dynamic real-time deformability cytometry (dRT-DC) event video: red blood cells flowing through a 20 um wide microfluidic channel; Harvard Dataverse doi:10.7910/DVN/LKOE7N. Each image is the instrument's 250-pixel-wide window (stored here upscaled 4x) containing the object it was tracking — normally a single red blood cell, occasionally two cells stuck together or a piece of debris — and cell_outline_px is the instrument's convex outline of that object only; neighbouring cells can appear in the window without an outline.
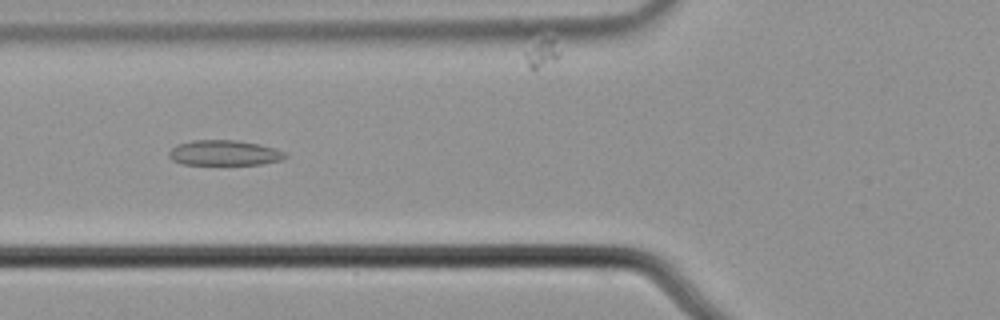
{"species": "common noctule bat (a hibernating species)", "species_latin": "Nyctalus noctula", "temperature_condition": "cold", "stored_images_in_passage": 10, "camera_frame_rate_fps": 3000, "um_per_image_px": 0.085, "animal": {"sex": "male", "body_mass_g": 21.5, "forearm_length_mm": 52.0}, "frame": {"image": 1, "passage_image": 7, "time_ms": 2.0, "image_size_px": [1000, 320], "cell_outline_px": [[288, 156], [284, 160], [260, 164], [180, 164], [172, 160], [168, 156], [168, 152], [176, 144], [192, 140], [236, 140], [260, 144], [284, 152]], "centroid_in_image_um": [19.04, 12.99], "position_along_channel_um": 106.8, "area_um2": 17.17}}
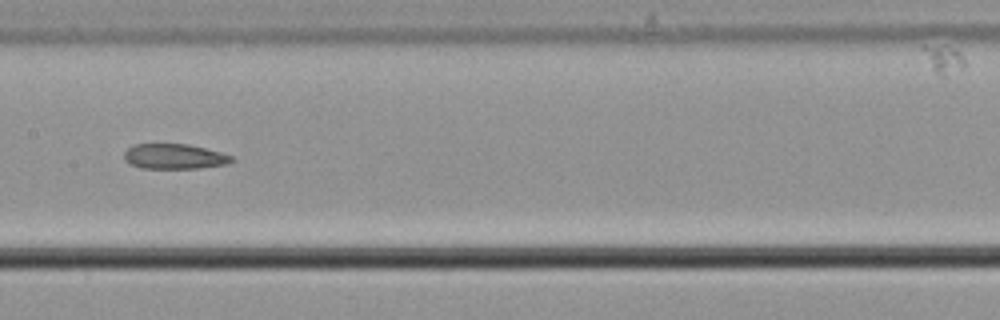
{"frame": {"image": 2, "passage_image": 9, "time_ms": 2.667, "image_size_px": [1000, 320], "cell_outline_px": [[236, 160], [228, 164], [200, 168], [140, 168], [128, 164], [124, 160], [124, 152], [132, 144], [188, 144], [220, 152], [232, 156]], "centroid_in_image_um": [14.8, 13.3], "position_along_channel_um": 192.6, "area_um2": 15.9}}